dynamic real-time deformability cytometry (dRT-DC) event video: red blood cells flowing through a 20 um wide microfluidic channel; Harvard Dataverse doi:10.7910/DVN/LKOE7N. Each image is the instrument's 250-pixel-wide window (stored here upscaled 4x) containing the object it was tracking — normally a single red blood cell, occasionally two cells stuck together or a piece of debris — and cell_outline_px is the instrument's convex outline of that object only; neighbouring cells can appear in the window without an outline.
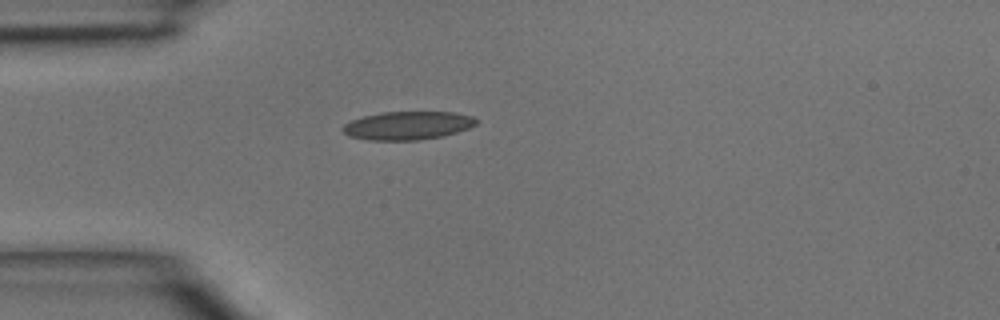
{"species": "common noctule bat (a hibernating species)", "species_latin": "Nyctalus noctula", "temperature_condition": "room temperature", "stored_images_in_passage": 1, "camera_frame_rate_fps": 3000, "um_per_image_px": 0.085, "animal": {"sex": "male", "body_mass_g": 15.6}, "frame": {"image": 1, "passage_image": 1, "time_ms": 0.0, "image_size_px": [1000, 320], "cell_outline_px": [[480, 120], [476, 124], [468, 128], [444, 136], [416, 140], [368, 140], [348, 136], [340, 128], [344, 124], [352, 120], [364, 116], [384, 112], [452, 112], [472, 116]], "centroid_in_image_um": [34.65, 10.67], "position_along_channel_um": 50.4, "area_um2": 22.02}}